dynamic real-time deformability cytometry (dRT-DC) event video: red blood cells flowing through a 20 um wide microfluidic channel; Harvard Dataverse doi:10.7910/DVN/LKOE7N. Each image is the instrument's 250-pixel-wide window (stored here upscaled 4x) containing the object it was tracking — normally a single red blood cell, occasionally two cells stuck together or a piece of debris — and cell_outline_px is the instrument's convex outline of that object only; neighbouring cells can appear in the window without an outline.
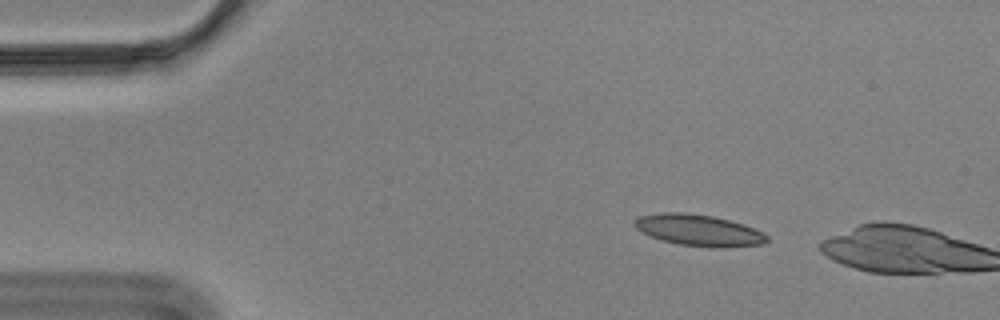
{"species": "Egyptian fruit bat (a non-hibernating species)", "species_latin": "Rousettus aegyptiacus", "temperature_condition": "cold", "stored_images_in_passage": 3, "camera_frame_rate_fps": 3000, "um_per_image_px": 0.085, "animal": {"sex": "male"}, "frame": {"image": 1, "passage_image": 1, "time_ms": 0.0, "image_size_px": [1000, 320], "cell_outline_px": [[768, 240], [764, 244], [720, 248], [680, 244], [664, 240], [652, 236], [636, 228], [636, 220], [640, 216], [664, 212], [684, 212], [712, 216], [744, 224], [764, 232], [768, 236]], "centroid_in_image_um": [59.48, 19.57], "position_along_channel_um": 25.5, "area_um2": 23.81}}